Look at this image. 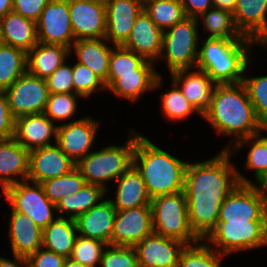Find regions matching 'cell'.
I'll use <instances>...</instances> for the list:
<instances>
[{"label":"cell","instance_id":"cell-1","mask_svg":"<svg viewBox=\"0 0 267 267\" xmlns=\"http://www.w3.org/2000/svg\"><path fill=\"white\" fill-rule=\"evenodd\" d=\"M228 150L202 162H188L184 194L187 198L188 222L194 234L204 240L216 227L220 208L239 184H251L231 163Z\"/></svg>","mask_w":267,"mask_h":267},{"label":"cell","instance_id":"cell-29","mask_svg":"<svg viewBox=\"0 0 267 267\" xmlns=\"http://www.w3.org/2000/svg\"><path fill=\"white\" fill-rule=\"evenodd\" d=\"M70 53V48L64 45L38 42L27 53V72L46 79L67 61Z\"/></svg>","mask_w":267,"mask_h":267},{"label":"cell","instance_id":"cell-46","mask_svg":"<svg viewBox=\"0 0 267 267\" xmlns=\"http://www.w3.org/2000/svg\"><path fill=\"white\" fill-rule=\"evenodd\" d=\"M66 63L45 79L49 93H74L72 64Z\"/></svg>","mask_w":267,"mask_h":267},{"label":"cell","instance_id":"cell-21","mask_svg":"<svg viewBox=\"0 0 267 267\" xmlns=\"http://www.w3.org/2000/svg\"><path fill=\"white\" fill-rule=\"evenodd\" d=\"M163 31L143 10L137 17L127 41L122 45L145 60L157 63L162 53Z\"/></svg>","mask_w":267,"mask_h":267},{"label":"cell","instance_id":"cell-24","mask_svg":"<svg viewBox=\"0 0 267 267\" xmlns=\"http://www.w3.org/2000/svg\"><path fill=\"white\" fill-rule=\"evenodd\" d=\"M116 216V209L112 202L103 199L99 204L76 219L78 235L103 241L111 245V236Z\"/></svg>","mask_w":267,"mask_h":267},{"label":"cell","instance_id":"cell-4","mask_svg":"<svg viewBox=\"0 0 267 267\" xmlns=\"http://www.w3.org/2000/svg\"><path fill=\"white\" fill-rule=\"evenodd\" d=\"M198 49L196 68L217 84H235L243 80L251 59L252 39L207 38ZM255 44V45H253Z\"/></svg>","mask_w":267,"mask_h":267},{"label":"cell","instance_id":"cell-10","mask_svg":"<svg viewBox=\"0 0 267 267\" xmlns=\"http://www.w3.org/2000/svg\"><path fill=\"white\" fill-rule=\"evenodd\" d=\"M9 109L16 119L44 113L49 96L46 80L26 72L5 90Z\"/></svg>","mask_w":267,"mask_h":267},{"label":"cell","instance_id":"cell-30","mask_svg":"<svg viewBox=\"0 0 267 267\" xmlns=\"http://www.w3.org/2000/svg\"><path fill=\"white\" fill-rule=\"evenodd\" d=\"M4 44L28 53L37 43L36 22L13 11L2 18Z\"/></svg>","mask_w":267,"mask_h":267},{"label":"cell","instance_id":"cell-22","mask_svg":"<svg viewBox=\"0 0 267 267\" xmlns=\"http://www.w3.org/2000/svg\"><path fill=\"white\" fill-rule=\"evenodd\" d=\"M233 15L241 34L267 49V0H237Z\"/></svg>","mask_w":267,"mask_h":267},{"label":"cell","instance_id":"cell-51","mask_svg":"<svg viewBox=\"0 0 267 267\" xmlns=\"http://www.w3.org/2000/svg\"><path fill=\"white\" fill-rule=\"evenodd\" d=\"M256 183L250 184L264 199L267 204V170L256 178Z\"/></svg>","mask_w":267,"mask_h":267},{"label":"cell","instance_id":"cell-50","mask_svg":"<svg viewBox=\"0 0 267 267\" xmlns=\"http://www.w3.org/2000/svg\"><path fill=\"white\" fill-rule=\"evenodd\" d=\"M187 17L198 18L201 14L214 7L213 0H178Z\"/></svg>","mask_w":267,"mask_h":267},{"label":"cell","instance_id":"cell-19","mask_svg":"<svg viewBox=\"0 0 267 267\" xmlns=\"http://www.w3.org/2000/svg\"><path fill=\"white\" fill-rule=\"evenodd\" d=\"M155 63L145 60L135 73L119 74L107 88L116 97H124L129 101H138L147 91L161 87L163 78L156 71Z\"/></svg>","mask_w":267,"mask_h":267},{"label":"cell","instance_id":"cell-6","mask_svg":"<svg viewBox=\"0 0 267 267\" xmlns=\"http://www.w3.org/2000/svg\"><path fill=\"white\" fill-rule=\"evenodd\" d=\"M150 207L154 233L177 239L186 245L200 240L188 222L187 198L184 191L154 197L151 199Z\"/></svg>","mask_w":267,"mask_h":267},{"label":"cell","instance_id":"cell-13","mask_svg":"<svg viewBox=\"0 0 267 267\" xmlns=\"http://www.w3.org/2000/svg\"><path fill=\"white\" fill-rule=\"evenodd\" d=\"M99 122L88 116L59 124L55 143L77 164L92 151Z\"/></svg>","mask_w":267,"mask_h":267},{"label":"cell","instance_id":"cell-53","mask_svg":"<svg viewBox=\"0 0 267 267\" xmlns=\"http://www.w3.org/2000/svg\"><path fill=\"white\" fill-rule=\"evenodd\" d=\"M237 0H213V5L216 8L225 9L233 12Z\"/></svg>","mask_w":267,"mask_h":267},{"label":"cell","instance_id":"cell-16","mask_svg":"<svg viewBox=\"0 0 267 267\" xmlns=\"http://www.w3.org/2000/svg\"><path fill=\"white\" fill-rule=\"evenodd\" d=\"M76 163L55 143L29 151L27 180L42 183L70 173Z\"/></svg>","mask_w":267,"mask_h":267},{"label":"cell","instance_id":"cell-11","mask_svg":"<svg viewBox=\"0 0 267 267\" xmlns=\"http://www.w3.org/2000/svg\"><path fill=\"white\" fill-rule=\"evenodd\" d=\"M227 221H267L265 199L250 184H239L220 208L218 222Z\"/></svg>","mask_w":267,"mask_h":267},{"label":"cell","instance_id":"cell-55","mask_svg":"<svg viewBox=\"0 0 267 267\" xmlns=\"http://www.w3.org/2000/svg\"><path fill=\"white\" fill-rule=\"evenodd\" d=\"M63 267H87V266H84L79 262L72 260L71 258H66Z\"/></svg>","mask_w":267,"mask_h":267},{"label":"cell","instance_id":"cell-56","mask_svg":"<svg viewBox=\"0 0 267 267\" xmlns=\"http://www.w3.org/2000/svg\"><path fill=\"white\" fill-rule=\"evenodd\" d=\"M2 18L0 17V45L3 44Z\"/></svg>","mask_w":267,"mask_h":267},{"label":"cell","instance_id":"cell-33","mask_svg":"<svg viewBox=\"0 0 267 267\" xmlns=\"http://www.w3.org/2000/svg\"><path fill=\"white\" fill-rule=\"evenodd\" d=\"M197 20H202L204 29L209 33L207 38L249 39L238 30L231 11L212 7Z\"/></svg>","mask_w":267,"mask_h":267},{"label":"cell","instance_id":"cell-42","mask_svg":"<svg viewBox=\"0 0 267 267\" xmlns=\"http://www.w3.org/2000/svg\"><path fill=\"white\" fill-rule=\"evenodd\" d=\"M106 243L97 239L77 236L70 258L87 267H97Z\"/></svg>","mask_w":267,"mask_h":267},{"label":"cell","instance_id":"cell-34","mask_svg":"<svg viewBox=\"0 0 267 267\" xmlns=\"http://www.w3.org/2000/svg\"><path fill=\"white\" fill-rule=\"evenodd\" d=\"M27 72V53L11 45H0V90L8 89Z\"/></svg>","mask_w":267,"mask_h":267},{"label":"cell","instance_id":"cell-17","mask_svg":"<svg viewBox=\"0 0 267 267\" xmlns=\"http://www.w3.org/2000/svg\"><path fill=\"white\" fill-rule=\"evenodd\" d=\"M185 245L177 239L153 232L138 242L134 249L139 267H178Z\"/></svg>","mask_w":267,"mask_h":267},{"label":"cell","instance_id":"cell-15","mask_svg":"<svg viewBox=\"0 0 267 267\" xmlns=\"http://www.w3.org/2000/svg\"><path fill=\"white\" fill-rule=\"evenodd\" d=\"M69 15L75 41L105 38L106 6L93 0H69Z\"/></svg>","mask_w":267,"mask_h":267},{"label":"cell","instance_id":"cell-18","mask_svg":"<svg viewBox=\"0 0 267 267\" xmlns=\"http://www.w3.org/2000/svg\"><path fill=\"white\" fill-rule=\"evenodd\" d=\"M106 6V35L113 46H122L143 11L141 0H110Z\"/></svg>","mask_w":267,"mask_h":267},{"label":"cell","instance_id":"cell-31","mask_svg":"<svg viewBox=\"0 0 267 267\" xmlns=\"http://www.w3.org/2000/svg\"><path fill=\"white\" fill-rule=\"evenodd\" d=\"M77 236L76 220L58 217L43 229L42 247L65 258H70Z\"/></svg>","mask_w":267,"mask_h":267},{"label":"cell","instance_id":"cell-45","mask_svg":"<svg viewBox=\"0 0 267 267\" xmlns=\"http://www.w3.org/2000/svg\"><path fill=\"white\" fill-rule=\"evenodd\" d=\"M99 265L101 267H139L134 247L113 245L105 247Z\"/></svg>","mask_w":267,"mask_h":267},{"label":"cell","instance_id":"cell-25","mask_svg":"<svg viewBox=\"0 0 267 267\" xmlns=\"http://www.w3.org/2000/svg\"><path fill=\"white\" fill-rule=\"evenodd\" d=\"M8 237L12 254L28 258L42 247V232L39 226L27 215L11 208Z\"/></svg>","mask_w":267,"mask_h":267},{"label":"cell","instance_id":"cell-9","mask_svg":"<svg viewBox=\"0 0 267 267\" xmlns=\"http://www.w3.org/2000/svg\"><path fill=\"white\" fill-rule=\"evenodd\" d=\"M3 195L14 211L29 216L41 229L58 218H54L56 205L47 198L40 183L24 180L7 187Z\"/></svg>","mask_w":267,"mask_h":267},{"label":"cell","instance_id":"cell-32","mask_svg":"<svg viewBox=\"0 0 267 267\" xmlns=\"http://www.w3.org/2000/svg\"><path fill=\"white\" fill-rule=\"evenodd\" d=\"M106 194L107 191L103 187L86 183L83 188L75 194L67 195L57 202V215L60 218H65L67 214L66 218L76 220L80 215L89 211L92 207L105 199ZM62 213L65 215L63 216Z\"/></svg>","mask_w":267,"mask_h":267},{"label":"cell","instance_id":"cell-23","mask_svg":"<svg viewBox=\"0 0 267 267\" xmlns=\"http://www.w3.org/2000/svg\"><path fill=\"white\" fill-rule=\"evenodd\" d=\"M58 124L44 113L29 114L15 119L14 139L28 151L50 146L57 136Z\"/></svg>","mask_w":267,"mask_h":267},{"label":"cell","instance_id":"cell-2","mask_svg":"<svg viewBox=\"0 0 267 267\" xmlns=\"http://www.w3.org/2000/svg\"><path fill=\"white\" fill-rule=\"evenodd\" d=\"M202 118L208 121L220 136L233 137L232 145L243 138L263 132V125L257 118L242 82L217 84L211 106Z\"/></svg>","mask_w":267,"mask_h":267},{"label":"cell","instance_id":"cell-41","mask_svg":"<svg viewBox=\"0 0 267 267\" xmlns=\"http://www.w3.org/2000/svg\"><path fill=\"white\" fill-rule=\"evenodd\" d=\"M144 61L145 59L135 52L125 49L123 46H114L110 56L106 88L119 77V74L135 73V70Z\"/></svg>","mask_w":267,"mask_h":267},{"label":"cell","instance_id":"cell-58","mask_svg":"<svg viewBox=\"0 0 267 267\" xmlns=\"http://www.w3.org/2000/svg\"><path fill=\"white\" fill-rule=\"evenodd\" d=\"M267 131V124L263 126V132Z\"/></svg>","mask_w":267,"mask_h":267},{"label":"cell","instance_id":"cell-35","mask_svg":"<svg viewBox=\"0 0 267 267\" xmlns=\"http://www.w3.org/2000/svg\"><path fill=\"white\" fill-rule=\"evenodd\" d=\"M143 10L162 31L171 28L187 17L178 0H145Z\"/></svg>","mask_w":267,"mask_h":267},{"label":"cell","instance_id":"cell-36","mask_svg":"<svg viewBox=\"0 0 267 267\" xmlns=\"http://www.w3.org/2000/svg\"><path fill=\"white\" fill-rule=\"evenodd\" d=\"M247 143H251L252 147L246 155L245 169L254 170L255 179L267 170V136H263L262 132L243 138L237 141L234 145H228L223 147L222 150H228L231 154H234L241 150ZM232 148V149H231Z\"/></svg>","mask_w":267,"mask_h":267},{"label":"cell","instance_id":"cell-44","mask_svg":"<svg viewBox=\"0 0 267 267\" xmlns=\"http://www.w3.org/2000/svg\"><path fill=\"white\" fill-rule=\"evenodd\" d=\"M72 74L74 94L88 99L97 90L106 91L105 83L86 65L74 63Z\"/></svg>","mask_w":267,"mask_h":267},{"label":"cell","instance_id":"cell-39","mask_svg":"<svg viewBox=\"0 0 267 267\" xmlns=\"http://www.w3.org/2000/svg\"><path fill=\"white\" fill-rule=\"evenodd\" d=\"M171 82V89L169 91L166 90L165 94L160 95L163 115L172 122L185 120L193 113L202 117L195 107L184 97L179 87L173 81Z\"/></svg>","mask_w":267,"mask_h":267},{"label":"cell","instance_id":"cell-43","mask_svg":"<svg viewBox=\"0 0 267 267\" xmlns=\"http://www.w3.org/2000/svg\"><path fill=\"white\" fill-rule=\"evenodd\" d=\"M247 71L242 80L249 99L255 108L258 120L262 125L267 124V75L259 77H246Z\"/></svg>","mask_w":267,"mask_h":267},{"label":"cell","instance_id":"cell-49","mask_svg":"<svg viewBox=\"0 0 267 267\" xmlns=\"http://www.w3.org/2000/svg\"><path fill=\"white\" fill-rule=\"evenodd\" d=\"M27 260L29 267H63L66 258L41 247Z\"/></svg>","mask_w":267,"mask_h":267},{"label":"cell","instance_id":"cell-5","mask_svg":"<svg viewBox=\"0 0 267 267\" xmlns=\"http://www.w3.org/2000/svg\"><path fill=\"white\" fill-rule=\"evenodd\" d=\"M139 135L132 129L124 145H108L83 157L76 168L86 183L99 185L108 192L107 183L116 181L133 165V153Z\"/></svg>","mask_w":267,"mask_h":267},{"label":"cell","instance_id":"cell-20","mask_svg":"<svg viewBox=\"0 0 267 267\" xmlns=\"http://www.w3.org/2000/svg\"><path fill=\"white\" fill-rule=\"evenodd\" d=\"M170 74L171 80L179 87L188 102L203 115L211 106L217 83H214L206 72L197 68L182 69Z\"/></svg>","mask_w":267,"mask_h":267},{"label":"cell","instance_id":"cell-38","mask_svg":"<svg viewBox=\"0 0 267 267\" xmlns=\"http://www.w3.org/2000/svg\"><path fill=\"white\" fill-rule=\"evenodd\" d=\"M85 184L86 181L77 168L66 175L52 178L41 183L45 195L55 205L63 197L75 194L81 190Z\"/></svg>","mask_w":267,"mask_h":267},{"label":"cell","instance_id":"cell-27","mask_svg":"<svg viewBox=\"0 0 267 267\" xmlns=\"http://www.w3.org/2000/svg\"><path fill=\"white\" fill-rule=\"evenodd\" d=\"M112 47L105 38L80 39L73 42L70 52L73 51L77 62L91 69L106 86Z\"/></svg>","mask_w":267,"mask_h":267},{"label":"cell","instance_id":"cell-12","mask_svg":"<svg viewBox=\"0 0 267 267\" xmlns=\"http://www.w3.org/2000/svg\"><path fill=\"white\" fill-rule=\"evenodd\" d=\"M38 42L71 48L75 41L69 15V0H51L36 22Z\"/></svg>","mask_w":267,"mask_h":267},{"label":"cell","instance_id":"cell-3","mask_svg":"<svg viewBox=\"0 0 267 267\" xmlns=\"http://www.w3.org/2000/svg\"><path fill=\"white\" fill-rule=\"evenodd\" d=\"M187 165L143 134L137 137L133 166L141 174L151 199L183 191Z\"/></svg>","mask_w":267,"mask_h":267},{"label":"cell","instance_id":"cell-37","mask_svg":"<svg viewBox=\"0 0 267 267\" xmlns=\"http://www.w3.org/2000/svg\"><path fill=\"white\" fill-rule=\"evenodd\" d=\"M225 255L217 252L205 240L185 245L179 256L178 267H221Z\"/></svg>","mask_w":267,"mask_h":267},{"label":"cell","instance_id":"cell-54","mask_svg":"<svg viewBox=\"0 0 267 267\" xmlns=\"http://www.w3.org/2000/svg\"><path fill=\"white\" fill-rule=\"evenodd\" d=\"M13 0H0V17L3 18L6 14L12 11Z\"/></svg>","mask_w":267,"mask_h":267},{"label":"cell","instance_id":"cell-40","mask_svg":"<svg viewBox=\"0 0 267 267\" xmlns=\"http://www.w3.org/2000/svg\"><path fill=\"white\" fill-rule=\"evenodd\" d=\"M83 99L80 95L74 93H49L47 105L44 114L55 123L73 119L77 112V100Z\"/></svg>","mask_w":267,"mask_h":267},{"label":"cell","instance_id":"cell-7","mask_svg":"<svg viewBox=\"0 0 267 267\" xmlns=\"http://www.w3.org/2000/svg\"><path fill=\"white\" fill-rule=\"evenodd\" d=\"M198 24L197 18L186 17L183 21L163 31L160 59L165 60L169 73L196 68L200 48Z\"/></svg>","mask_w":267,"mask_h":267},{"label":"cell","instance_id":"cell-57","mask_svg":"<svg viewBox=\"0 0 267 267\" xmlns=\"http://www.w3.org/2000/svg\"><path fill=\"white\" fill-rule=\"evenodd\" d=\"M93 1H98V2H101V3L106 4V3H108L110 0H93Z\"/></svg>","mask_w":267,"mask_h":267},{"label":"cell","instance_id":"cell-26","mask_svg":"<svg viewBox=\"0 0 267 267\" xmlns=\"http://www.w3.org/2000/svg\"><path fill=\"white\" fill-rule=\"evenodd\" d=\"M29 151L14 138L0 141V186L7 187L28 178Z\"/></svg>","mask_w":267,"mask_h":267},{"label":"cell","instance_id":"cell-14","mask_svg":"<svg viewBox=\"0 0 267 267\" xmlns=\"http://www.w3.org/2000/svg\"><path fill=\"white\" fill-rule=\"evenodd\" d=\"M153 233L150 206L116 210L111 245L134 247L143 238Z\"/></svg>","mask_w":267,"mask_h":267},{"label":"cell","instance_id":"cell-8","mask_svg":"<svg viewBox=\"0 0 267 267\" xmlns=\"http://www.w3.org/2000/svg\"><path fill=\"white\" fill-rule=\"evenodd\" d=\"M204 240L225 256L266 247L267 221L217 222Z\"/></svg>","mask_w":267,"mask_h":267},{"label":"cell","instance_id":"cell-47","mask_svg":"<svg viewBox=\"0 0 267 267\" xmlns=\"http://www.w3.org/2000/svg\"><path fill=\"white\" fill-rule=\"evenodd\" d=\"M15 118L13 117L5 90H0V141L14 138Z\"/></svg>","mask_w":267,"mask_h":267},{"label":"cell","instance_id":"cell-48","mask_svg":"<svg viewBox=\"0 0 267 267\" xmlns=\"http://www.w3.org/2000/svg\"><path fill=\"white\" fill-rule=\"evenodd\" d=\"M51 0H13L12 11L37 22Z\"/></svg>","mask_w":267,"mask_h":267},{"label":"cell","instance_id":"cell-28","mask_svg":"<svg viewBox=\"0 0 267 267\" xmlns=\"http://www.w3.org/2000/svg\"><path fill=\"white\" fill-rule=\"evenodd\" d=\"M116 181L117 189L115 191V199H109L116 210L150 206L151 197L145 182L133 165Z\"/></svg>","mask_w":267,"mask_h":267},{"label":"cell","instance_id":"cell-52","mask_svg":"<svg viewBox=\"0 0 267 267\" xmlns=\"http://www.w3.org/2000/svg\"><path fill=\"white\" fill-rule=\"evenodd\" d=\"M13 257L14 260H10L0 256V267H29L27 258L15 254Z\"/></svg>","mask_w":267,"mask_h":267}]
</instances>
